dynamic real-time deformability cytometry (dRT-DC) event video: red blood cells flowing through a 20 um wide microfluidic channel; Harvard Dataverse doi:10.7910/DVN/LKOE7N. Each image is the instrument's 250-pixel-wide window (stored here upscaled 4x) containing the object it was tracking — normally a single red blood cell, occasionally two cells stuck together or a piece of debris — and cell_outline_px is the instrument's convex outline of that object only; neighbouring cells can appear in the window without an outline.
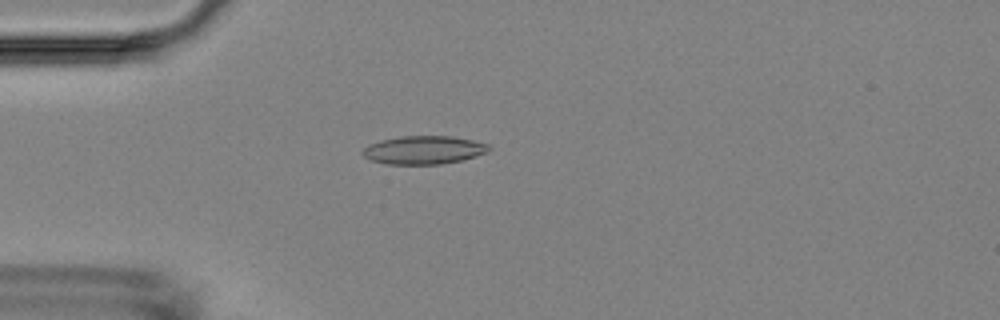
{"species": "Egyptian fruit bat (a non-hibernating species)", "species_latin": "Rousettus aegyptiacus", "temperature_condition": "room temperature", "stored_images_in_passage": 5, "camera_frame_rate_fps": 3000, "um_per_image_px": 0.085, "animal": {"sex": "female"}, "frame": {"image": 1, "passage_image": 4, "time_ms": 4.333, "image_size_px": [1000, 320], "cell_outline_px": [[492, 148], [488, 152], [476, 156], [460, 160], [440, 164], [388, 164], [372, 160], [364, 156], [360, 152], [368, 144], [380, 140], [400, 136], [452, 136], [472, 140], [488, 144]], "centroid_in_image_um": [36.01, 12.74], "position_along_channel_um": 49.0, "area_um2": 20.81}}